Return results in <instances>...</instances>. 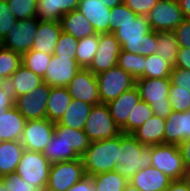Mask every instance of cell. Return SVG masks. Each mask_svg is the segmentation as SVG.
<instances>
[{
    "mask_svg": "<svg viewBox=\"0 0 190 191\" xmlns=\"http://www.w3.org/2000/svg\"><path fill=\"white\" fill-rule=\"evenodd\" d=\"M93 105L72 99L69 107L55 125H64L73 129L84 130L85 122Z\"/></svg>",
    "mask_w": 190,
    "mask_h": 191,
    "instance_id": "83f0119b",
    "label": "cell"
},
{
    "mask_svg": "<svg viewBox=\"0 0 190 191\" xmlns=\"http://www.w3.org/2000/svg\"><path fill=\"white\" fill-rule=\"evenodd\" d=\"M176 37V41L179 44V48L190 49V19L184 18V20L173 30Z\"/></svg>",
    "mask_w": 190,
    "mask_h": 191,
    "instance_id": "bcb514c9",
    "label": "cell"
},
{
    "mask_svg": "<svg viewBox=\"0 0 190 191\" xmlns=\"http://www.w3.org/2000/svg\"><path fill=\"white\" fill-rule=\"evenodd\" d=\"M51 57L52 54L30 50L22 55V65L43 78Z\"/></svg>",
    "mask_w": 190,
    "mask_h": 191,
    "instance_id": "8d00e7d4",
    "label": "cell"
},
{
    "mask_svg": "<svg viewBox=\"0 0 190 191\" xmlns=\"http://www.w3.org/2000/svg\"><path fill=\"white\" fill-rule=\"evenodd\" d=\"M146 17L151 30L156 32H173L184 20L177 0H158Z\"/></svg>",
    "mask_w": 190,
    "mask_h": 191,
    "instance_id": "30bf717a",
    "label": "cell"
},
{
    "mask_svg": "<svg viewBox=\"0 0 190 191\" xmlns=\"http://www.w3.org/2000/svg\"><path fill=\"white\" fill-rule=\"evenodd\" d=\"M0 191H7V188L3 182V178L0 177Z\"/></svg>",
    "mask_w": 190,
    "mask_h": 191,
    "instance_id": "680465c9",
    "label": "cell"
},
{
    "mask_svg": "<svg viewBox=\"0 0 190 191\" xmlns=\"http://www.w3.org/2000/svg\"><path fill=\"white\" fill-rule=\"evenodd\" d=\"M123 191H140V190L136 188L134 185H132L130 182H128Z\"/></svg>",
    "mask_w": 190,
    "mask_h": 191,
    "instance_id": "6f0895ef",
    "label": "cell"
},
{
    "mask_svg": "<svg viewBox=\"0 0 190 191\" xmlns=\"http://www.w3.org/2000/svg\"><path fill=\"white\" fill-rule=\"evenodd\" d=\"M144 78H170L173 65L156 53L145 56Z\"/></svg>",
    "mask_w": 190,
    "mask_h": 191,
    "instance_id": "e575fe53",
    "label": "cell"
},
{
    "mask_svg": "<svg viewBox=\"0 0 190 191\" xmlns=\"http://www.w3.org/2000/svg\"><path fill=\"white\" fill-rule=\"evenodd\" d=\"M120 134L106 140L90 142L88 149L81 156L87 176L113 171L119 160Z\"/></svg>",
    "mask_w": 190,
    "mask_h": 191,
    "instance_id": "3957f363",
    "label": "cell"
},
{
    "mask_svg": "<svg viewBox=\"0 0 190 191\" xmlns=\"http://www.w3.org/2000/svg\"><path fill=\"white\" fill-rule=\"evenodd\" d=\"M67 191H95L92 176H84Z\"/></svg>",
    "mask_w": 190,
    "mask_h": 191,
    "instance_id": "816d5d0a",
    "label": "cell"
},
{
    "mask_svg": "<svg viewBox=\"0 0 190 191\" xmlns=\"http://www.w3.org/2000/svg\"><path fill=\"white\" fill-rule=\"evenodd\" d=\"M96 78L100 103L104 104L116 99L136 85V79L118 65L97 74Z\"/></svg>",
    "mask_w": 190,
    "mask_h": 191,
    "instance_id": "8992f818",
    "label": "cell"
},
{
    "mask_svg": "<svg viewBox=\"0 0 190 191\" xmlns=\"http://www.w3.org/2000/svg\"><path fill=\"white\" fill-rule=\"evenodd\" d=\"M190 139V110L172 112L165 119L164 144L179 145Z\"/></svg>",
    "mask_w": 190,
    "mask_h": 191,
    "instance_id": "ac0fdd59",
    "label": "cell"
},
{
    "mask_svg": "<svg viewBox=\"0 0 190 191\" xmlns=\"http://www.w3.org/2000/svg\"><path fill=\"white\" fill-rule=\"evenodd\" d=\"M151 166V146H144L132 134L120 133L119 160L114 171L128 181L138 171Z\"/></svg>",
    "mask_w": 190,
    "mask_h": 191,
    "instance_id": "7a4b0ae2",
    "label": "cell"
},
{
    "mask_svg": "<svg viewBox=\"0 0 190 191\" xmlns=\"http://www.w3.org/2000/svg\"><path fill=\"white\" fill-rule=\"evenodd\" d=\"M51 163L40 152L25 150L17 165L15 174L24 181L33 184L40 191H45Z\"/></svg>",
    "mask_w": 190,
    "mask_h": 191,
    "instance_id": "52a82bcc",
    "label": "cell"
},
{
    "mask_svg": "<svg viewBox=\"0 0 190 191\" xmlns=\"http://www.w3.org/2000/svg\"><path fill=\"white\" fill-rule=\"evenodd\" d=\"M171 78H138L136 86L142 101L148 103L154 115L167 118L172 112L170 103Z\"/></svg>",
    "mask_w": 190,
    "mask_h": 191,
    "instance_id": "277c9868",
    "label": "cell"
},
{
    "mask_svg": "<svg viewBox=\"0 0 190 191\" xmlns=\"http://www.w3.org/2000/svg\"><path fill=\"white\" fill-rule=\"evenodd\" d=\"M154 113L151 106L145 101H140L130 112L127 119V134H132L144 122H146Z\"/></svg>",
    "mask_w": 190,
    "mask_h": 191,
    "instance_id": "f35d334b",
    "label": "cell"
},
{
    "mask_svg": "<svg viewBox=\"0 0 190 191\" xmlns=\"http://www.w3.org/2000/svg\"><path fill=\"white\" fill-rule=\"evenodd\" d=\"M61 32L59 21H39L31 50L53 55Z\"/></svg>",
    "mask_w": 190,
    "mask_h": 191,
    "instance_id": "44dd1931",
    "label": "cell"
},
{
    "mask_svg": "<svg viewBox=\"0 0 190 191\" xmlns=\"http://www.w3.org/2000/svg\"><path fill=\"white\" fill-rule=\"evenodd\" d=\"M105 3V6L109 8H114L116 5L121 4L124 0H99Z\"/></svg>",
    "mask_w": 190,
    "mask_h": 191,
    "instance_id": "9f6ffc18",
    "label": "cell"
},
{
    "mask_svg": "<svg viewBox=\"0 0 190 191\" xmlns=\"http://www.w3.org/2000/svg\"><path fill=\"white\" fill-rule=\"evenodd\" d=\"M172 179L152 166L138 170L129 182L140 191H165Z\"/></svg>",
    "mask_w": 190,
    "mask_h": 191,
    "instance_id": "ffe728a7",
    "label": "cell"
},
{
    "mask_svg": "<svg viewBox=\"0 0 190 191\" xmlns=\"http://www.w3.org/2000/svg\"><path fill=\"white\" fill-rule=\"evenodd\" d=\"M173 67L190 71V49L179 48L176 63Z\"/></svg>",
    "mask_w": 190,
    "mask_h": 191,
    "instance_id": "f907efd6",
    "label": "cell"
},
{
    "mask_svg": "<svg viewBox=\"0 0 190 191\" xmlns=\"http://www.w3.org/2000/svg\"><path fill=\"white\" fill-rule=\"evenodd\" d=\"M145 56L133 54L121 50L118 56L117 65L131 74L135 79L144 78Z\"/></svg>",
    "mask_w": 190,
    "mask_h": 191,
    "instance_id": "d590c367",
    "label": "cell"
},
{
    "mask_svg": "<svg viewBox=\"0 0 190 191\" xmlns=\"http://www.w3.org/2000/svg\"><path fill=\"white\" fill-rule=\"evenodd\" d=\"M59 23L63 32L72 35L78 40L97 34L91 23L77 9L64 14Z\"/></svg>",
    "mask_w": 190,
    "mask_h": 191,
    "instance_id": "484cf974",
    "label": "cell"
},
{
    "mask_svg": "<svg viewBox=\"0 0 190 191\" xmlns=\"http://www.w3.org/2000/svg\"><path fill=\"white\" fill-rule=\"evenodd\" d=\"M14 93L8 88V86L0 87V112H6L9 108L15 104Z\"/></svg>",
    "mask_w": 190,
    "mask_h": 191,
    "instance_id": "681fc988",
    "label": "cell"
},
{
    "mask_svg": "<svg viewBox=\"0 0 190 191\" xmlns=\"http://www.w3.org/2000/svg\"><path fill=\"white\" fill-rule=\"evenodd\" d=\"M169 98L174 112H186L190 110V91L171 83Z\"/></svg>",
    "mask_w": 190,
    "mask_h": 191,
    "instance_id": "b9f144b4",
    "label": "cell"
},
{
    "mask_svg": "<svg viewBox=\"0 0 190 191\" xmlns=\"http://www.w3.org/2000/svg\"><path fill=\"white\" fill-rule=\"evenodd\" d=\"M138 15L133 12L125 3L116 5L114 8H111L110 19H109V33L114 25L118 23L131 22L136 19Z\"/></svg>",
    "mask_w": 190,
    "mask_h": 191,
    "instance_id": "7bdbcfd3",
    "label": "cell"
},
{
    "mask_svg": "<svg viewBox=\"0 0 190 191\" xmlns=\"http://www.w3.org/2000/svg\"><path fill=\"white\" fill-rule=\"evenodd\" d=\"M24 151L21 141L0 142V177L15 173Z\"/></svg>",
    "mask_w": 190,
    "mask_h": 191,
    "instance_id": "4316f807",
    "label": "cell"
},
{
    "mask_svg": "<svg viewBox=\"0 0 190 191\" xmlns=\"http://www.w3.org/2000/svg\"><path fill=\"white\" fill-rule=\"evenodd\" d=\"M151 166L165 173L172 180L186 178L187 169L184 166L178 145L158 144L151 146Z\"/></svg>",
    "mask_w": 190,
    "mask_h": 191,
    "instance_id": "5b68a950",
    "label": "cell"
},
{
    "mask_svg": "<svg viewBox=\"0 0 190 191\" xmlns=\"http://www.w3.org/2000/svg\"><path fill=\"white\" fill-rule=\"evenodd\" d=\"M80 69L76 59L52 55L43 82L50 87H66Z\"/></svg>",
    "mask_w": 190,
    "mask_h": 191,
    "instance_id": "2e32d148",
    "label": "cell"
},
{
    "mask_svg": "<svg viewBox=\"0 0 190 191\" xmlns=\"http://www.w3.org/2000/svg\"><path fill=\"white\" fill-rule=\"evenodd\" d=\"M80 0H37L38 21H59L60 18L78 8Z\"/></svg>",
    "mask_w": 190,
    "mask_h": 191,
    "instance_id": "603a6c76",
    "label": "cell"
},
{
    "mask_svg": "<svg viewBox=\"0 0 190 191\" xmlns=\"http://www.w3.org/2000/svg\"><path fill=\"white\" fill-rule=\"evenodd\" d=\"M72 99L100 104L98 81L88 68H81L66 86Z\"/></svg>",
    "mask_w": 190,
    "mask_h": 191,
    "instance_id": "5bb4252c",
    "label": "cell"
},
{
    "mask_svg": "<svg viewBox=\"0 0 190 191\" xmlns=\"http://www.w3.org/2000/svg\"><path fill=\"white\" fill-rule=\"evenodd\" d=\"M84 133L89 140L98 141L113 138L121 133L115 124L107 104L94 105L84 125Z\"/></svg>",
    "mask_w": 190,
    "mask_h": 191,
    "instance_id": "ba28073f",
    "label": "cell"
},
{
    "mask_svg": "<svg viewBox=\"0 0 190 191\" xmlns=\"http://www.w3.org/2000/svg\"><path fill=\"white\" fill-rule=\"evenodd\" d=\"M188 191H190V179H188Z\"/></svg>",
    "mask_w": 190,
    "mask_h": 191,
    "instance_id": "6125c7cd",
    "label": "cell"
},
{
    "mask_svg": "<svg viewBox=\"0 0 190 191\" xmlns=\"http://www.w3.org/2000/svg\"><path fill=\"white\" fill-rule=\"evenodd\" d=\"M2 178L7 191H40L36 186L24 181L22 177L15 173L3 176Z\"/></svg>",
    "mask_w": 190,
    "mask_h": 191,
    "instance_id": "f6af8a7d",
    "label": "cell"
},
{
    "mask_svg": "<svg viewBox=\"0 0 190 191\" xmlns=\"http://www.w3.org/2000/svg\"><path fill=\"white\" fill-rule=\"evenodd\" d=\"M72 98L66 87H51L47 102L46 118L58 122L69 107Z\"/></svg>",
    "mask_w": 190,
    "mask_h": 191,
    "instance_id": "f1b7e54d",
    "label": "cell"
},
{
    "mask_svg": "<svg viewBox=\"0 0 190 191\" xmlns=\"http://www.w3.org/2000/svg\"><path fill=\"white\" fill-rule=\"evenodd\" d=\"M165 191H188V178L172 180Z\"/></svg>",
    "mask_w": 190,
    "mask_h": 191,
    "instance_id": "db71d44e",
    "label": "cell"
},
{
    "mask_svg": "<svg viewBox=\"0 0 190 191\" xmlns=\"http://www.w3.org/2000/svg\"><path fill=\"white\" fill-rule=\"evenodd\" d=\"M55 123L45 119L27 120L21 138L25 150L42 153L54 133Z\"/></svg>",
    "mask_w": 190,
    "mask_h": 191,
    "instance_id": "9a60e30c",
    "label": "cell"
},
{
    "mask_svg": "<svg viewBox=\"0 0 190 191\" xmlns=\"http://www.w3.org/2000/svg\"><path fill=\"white\" fill-rule=\"evenodd\" d=\"M171 83L190 91V71L173 67L171 71Z\"/></svg>",
    "mask_w": 190,
    "mask_h": 191,
    "instance_id": "c3c4849f",
    "label": "cell"
},
{
    "mask_svg": "<svg viewBox=\"0 0 190 191\" xmlns=\"http://www.w3.org/2000/svg\"><path fill=\"white\" fill-rule=\"evenodd\" d=\"M43 83L40 75L33 73L21 65L7 80L8 88L14 93L15 98L30 93Z\"/></svg>",
    "mask_w": 190,
    "mask_h": 191,
    "instance_id": "d4e9b609",
    "label": "cell"
},
{
    "mask_svg": "<svg viewBox=\"0 0 190 191\" xmlns=\"http://www.w3.org/2000/svg\"><path fill=\"white\" fill-rule=\"evenodd\" d=\"M95 191H123L129 182L116 171H109L92 176Z\"/></svg>",
    "mask_w": 190,
    "mask_h": 191,
    "instance_id": "1f68e13d",
    "label": "cell"
},
{
    "mask_svg": "<svg viewBox=\"0 0 190 191\" xmlns=\"http://www.w3.org/2000/svg\"><path fill=\"white\" fill-rule=\"evenodd\" d=\"M158 47L155 53L173 66L176 63L179 44L173 32H157Z\"/></svg>",
    "mask_w": 190,
    "mask_h": 191,
    "instance_id": "836d02e7",
    "label": "cell"
},
{
    "mask_svg": "<svg viewBox=\"0 0 190 191\" xmlns=\"http://www.w3.org/2000/svg\"><path fill=\"white\" fill-rule=\"evenodd\" d=\"M7 85V80L2 77L0 74V87L6 86Z\"/></svg>",
    "mask_w": 190,
    "mask_h": 191,
    "instance_id": "91938a15",
    "label": "cell"
},
{
    "mask_svg": "<svg viewBox=\"0 0 190 191\" xmlns=\"http://www.w3.org/2000/svg\"><path fill=\"white\" fill-rule=\"evenodd\" d=\"M165 118L153 115L132 135L144 146L164 144Z\"/></svg>",
    "mask_w": 190,
    "mask_h": 191,
    "instance_id": "cb8c5ba5",
    "label": "cell"
},
{
    "mask_svg": "<svg viewBox=\"0 0 190 191\" xmlns=\"http://www.w3.org/2000/svg\"><path fill=\"white\" fill-rule=\"evenodd\" d=\"M77 10L82 13L94 27L97 34L109 33L111 8L99 0H80Z\"/></svg>",
    "mask_w": 190,
    "mask_h": 191,
    "instance_id": "d6986e66",
    "label": "cell"
},
{
    "mask_svg": "<svg viewBox=\"0 0 190 191\" xmlns=\"http://www.w3.org/2000/svg\"><path fill=\"white\" fill-rule=\"evenodd\" d=\"M77 46L78 39L62 31L57 41L53 55L60 58L65 57L69 59H76Z\"/></svg>",
    "mask_w": 190,
    "mask_h": 191,
    "instance_id": "60d3db41",
    "label": "cell"
},
{
    "mask_svg": "<svg viewBox=\"0 0 190 191\" xmlns=\"http://www.w3.org/2000/svg\"><path fill=\"white\" fill-rule=\"evenodd\" d=\"M141 101L140 93L135 85L129 90L123 92L116 99L109 101L107 106L115 124L120 128L122 133L127 134V119L135 105Z\"/></svg>",
    "mask_w": 190,
    "mask_h": 191,
    "instance_id": "e0dca14e",
    "label": "cell"
},
{
    "mask_svg": "<svg viewBox=\"0 0 190 191\" xmlns=\"http://www.w3.org/2000/svg\"><path fill=\"white\" fill-rule=\"evenodd\" d=\"M26 121L15 106L0 112V140L21 141Z\"/></svg>",
    "mask_w": 190,
    "mask_h": 191,
    "instance_id": "7402d4cb",
    "label": "cell"
},
{
    "mask_svg": "<svg viewBox=\"0 0 190 191\" xmlns=\"http://www.w3.org/2000/svg\"><path fill=\"white\" fill-rule=\"evenodd\" d=\"M183 12L184 18L190 19V0H177Z\"/></svg>",
    "mask_w": 190,
    "mask_h": 191,
    "instance_id": "11a10c76",
    "label": "cell"
},
{
    "mask_svg": "<svg viewBox=\"0 0 190 191\" xmlns=\"http://www.w3.org/2000/svg\"><path fill=\"white\" fill-rule=\"evenodd\" d=\"M17 21L9 9L7 1L0 0V42L8 35Z\"/></svg>",
    "mask_w": 190,
    "mask_h": 191,
    "instance_id": "ee69618b",
    "label": "cell"
},
{
    "mask_svg": "<svg viewBox=\"0 0 190 191\" xmlns=\"http://www.w3.org/2000/svg\"><path fill=\"white\" fill-rule=\"evenodd\" d=\"M99 34L84 37L78 40L76 61L81 68H88L98 50Z\"/></svg>",
    "mask_w": 190,
    "mask_h": 191,
    "instance_id": "d6a6232c",
    "label": "cell"
},
{
    "mask_svg": "<svg viewBox=\"0 0 190 191\" xmlns=\"http://www.w3.org/2000/svg\"><path fill=\"white\" fill-rule=\"evenodd\" d=\"M157 2L158 0H124L125 5L139 16H146Z\"/></svg>",
    "mask_w": 190,
    "mask_h": 191,
    "instance_id": "7dc6e473",
    "label": "cell"
},
{
    "mask_svg": "<svg viewBox=\"0 0 190 191\" xmlns=\"http://www.w3.org/2000/svg\"><path fill=\"white\" fill-rule=\"evenodd\" d=\"M186 178L190 179V167L187 169Z\"/></svg>",
    "mask_w": 190,
    "mask_h": 191,
    "instance_id": "94428289",
    "label": "cell"
},
{
    "mask_svg": "<svg viewBox=\"0 0 190 191\" xmlns=\"http://www.w3.org/2000/svg\"><path fill=\"white\" fill-rule=\"evenodd\" d=\"M178 146L182 154L184 166L188 169L190 167V139L181 142Z\"/></svg>",
    "mask_w": 190,
    "mask_h": 191,
    "instance_id": "f5cc1de1",
    "label": "cell"
},
{
    "mask_svg": "<svg viewBox=\"0 0 190 191\" xmlns=\"http://www.w3.org/2000/svg\"><path fill=\"white\" fill-rule=\"evenodd\" d=\"M86 176L81 158L53 163L45 191H67Z\"/></svg>",
    "mask_w": 190,
    "mask_h": 191,
    "instance_id": "9c48e42d",
    "label": "cell"
},
{
    "mask_svg": "<svg viewBox=\"0 0 190 191\" xmlns=\"http://www.w3.org/2000/svg\"><path fill=\"white\" fill-rule=\"evenodd\" d=\"M120 42L121 50L148 56L155 53L158 47L157 32L151 30L146 16H137L135 20L118 23L111 29Z\"/></svg>",
    "mask_w": 190,
    "mask_h": 191,
    "instance_id": "6da1fadb",
    "label": "cell"
},
{
    "mask_svg": "<svg viewBox=\"0 0 190 191\" xmlns=\"http://www.w3.org/2000/svg\"><path fill=\"white\" fill-rule=\"evenodd\" d=\"M50 89L43 82L30 93L17 97L14 106L26 120L45 119Z\"/></svg>",
    "mask_w": 190,
    "mask_h": 191,
    "instance_id": "7c38bea8",
    "label": "cell"
},
{
    "mask_svg": "<svg viewBox=\"0 0 190 191\" xmlns=\"http://www.w3.org/2000/svg\"><path fill=\"white\" fill-rule=\"evenodd\" d=\"M120 51V42L113 33L99 34L98 50L88 69L97 75L117 66Z\"/></svg>",
    "mask_w": 190,
    "mask_h": 191,
    "instance_id": "4fadbf2b",
    "label": "cell"
},
{
    "mask_svg": "<svg viewBox=\"0 0 190 191\" xmlns=\"http://www.w3.org/2000/svg\"><path fill=\"white\" fill-rule=\"evenodd\" d=\"M22 65V55L0 45V74L6 80Z\"/></svg>",
    "mask_w": 190,
    "mask_h": 191,
    "instance_id": "74e56055",
    "label": "cell"
},
{
    "mask_svg": "<svg viewBox=\"0 0 190 191\" xmlns=\"http://www.w3.org/2000/svg\"><path fill=\"white\" fill-rule=\"evenodd\" d=\"M42 154L51 164L81 158L72 148H68L64 141L54 133Z\"/></svg>",
    "mask_w": 190,
    "mask_h": 191,
    "instance_id": "4dcf8cb0",
    "label": "cell"
},
{
    "mask_svg": "<svg viewBox=\"0 0 190 191\" xmlns=\"http://www.w3.org/2000/svg\"><path fill=\"white\" fill-rule=\"evenodd\" d=\"M54 134L72 148L80 157L85 153L90 145L88 136L84 130L73 129L64 125H55Z\"/></svg>",
    "mask_w": 190,
    "mask_h": 191,
    "instance_id": "f546056e",
    "label": "cell"
},
{
    "mask_svg": "<svg viewBox=\"0 0 190 191\" xmlns=\"http://www.w3.org/2000/svg\"><path fill=\"white\" fill-rule=\"evenodd\" d=\"M38 24L39 21L36 17L18 20L0 45L23 55L32 48Z\"/></svg>",
    "mask_w": 190,
    "mask_h": 191,
    "instance_id": "8fae6325",
    "label": "cell"
},
{
    "mask_svg": "<svg viewBox=\"0 0 190 191\" xmlns=\"http://www.w3.org/2000/svg\"><path fill=\"white\" fill-rule=\"evenodd\" d=\"M7 3L17 20L36 17L37 0H7Z\"/></svg>",
    "mask_w": 190,
    "mask_h": 191,
    "instance_id": "ab89813d",
    "label": "cell"
}]
</instances>
